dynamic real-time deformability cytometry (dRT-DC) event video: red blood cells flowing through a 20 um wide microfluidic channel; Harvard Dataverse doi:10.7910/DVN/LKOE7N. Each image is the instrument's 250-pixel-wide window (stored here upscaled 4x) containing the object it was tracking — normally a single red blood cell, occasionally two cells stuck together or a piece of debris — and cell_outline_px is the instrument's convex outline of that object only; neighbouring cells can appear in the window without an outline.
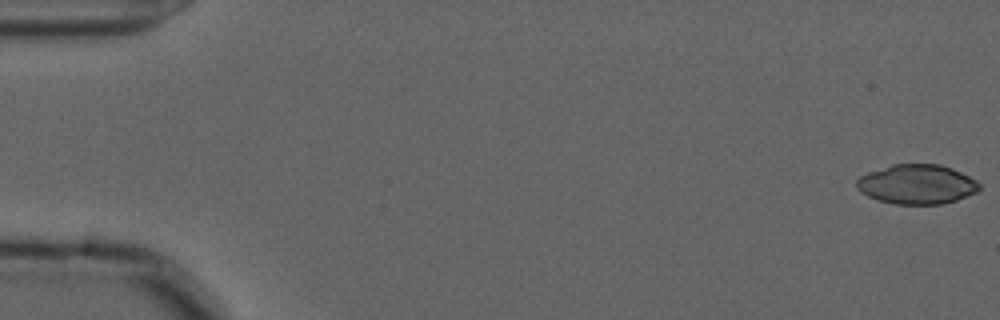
{"species": "common noctule bat (a hibernating species)", "species_latin": "Nyctalus noctula", "temperature_condition": "cold", "stored_images_in_passage": 57, "camera_frame_rate_fps": 3000, "um_per_image_px": 0.085, "animal": {"sex": "male", "forearm_length_mm": 52.5}, "frame": {"image": 1, "passage_image": 1, "time_ms": 0.0, "image_size_px": [1000, 320], "cell_outline_px": [[980, 188], [976, 192], [956, 200], [940, 204], [896, 204], [876, 200], [860, 192], [856, 188], [856, 180], [860, 176], [868, 172], [892, 164], [940, 164], [952, 168], [976, 180], [980, 184]], "centroid_in_image_um": [77.9, 15.66], "position_along_channel_um": 7.1, "area_um2": 28.32}}
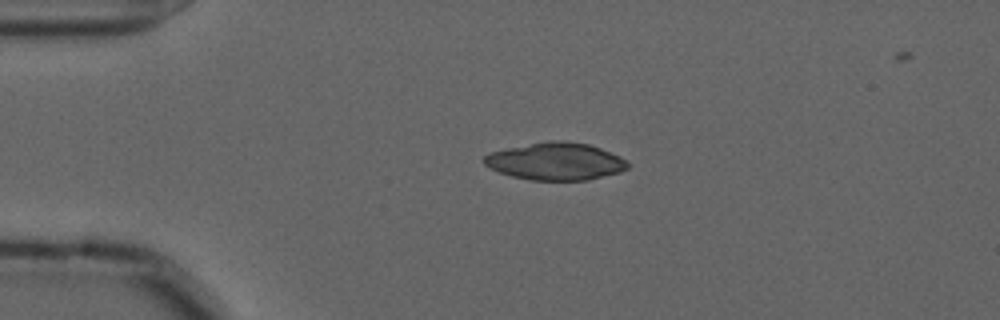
{"frame": {"image": 2, "passage_image": 13, "time_ms": 4.0, "image_size_px": [1000, 320], "cell_outline_px": [[628, 168], [620, 172], [588, 180], [532, 180], [512, 176], [500, 172], [484, 164], [484, 156], [488, 152], [508, 148], [552, 140], [568, 140], [588, 144], [600, 148], [620, 156], [628, 164]], "centroid_in_image_um": [47.24, 13.71], "position_along_channel_um": 37.8, "area_um2": 31.1}}